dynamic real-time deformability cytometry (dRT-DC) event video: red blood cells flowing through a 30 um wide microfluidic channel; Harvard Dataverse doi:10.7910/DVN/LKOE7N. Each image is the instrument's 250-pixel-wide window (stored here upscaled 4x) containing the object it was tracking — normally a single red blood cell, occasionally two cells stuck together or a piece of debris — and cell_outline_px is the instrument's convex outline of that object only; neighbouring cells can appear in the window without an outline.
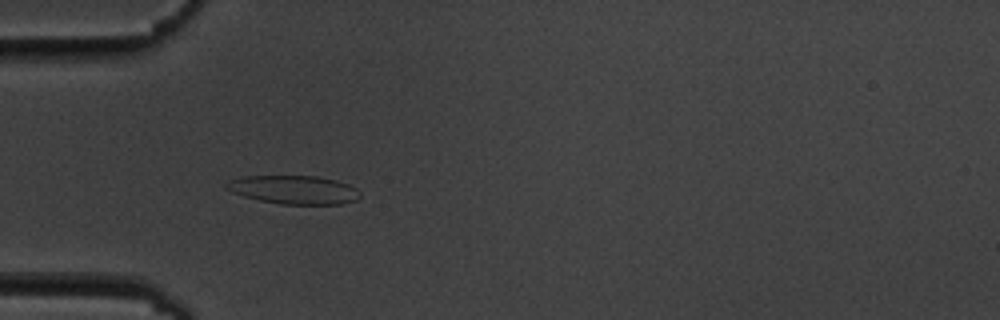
{"species": "common noctule bat (a hibernating species)", "species_latin": "Nyctalus noctula", "temperature_condition": "cold", "stored_images_in_passage": 55, "camera_frame_rate_fps": 3000, "um_per_image_px": 0.085, "animal": {"sex": "male", "body_mass_g": 19.5, "forearm_length_mm": 54.6}, "frame": {"image": 1, "passage_image": 16, "time_ms": 5.0, "image_size_px": [1000, 320], "cell_outline_px": [[360, 196], [356, 200], [340, 204], [280, 204], [260, 200], [244, 196], [232, 192], [224, 188], [224, 184], [232, 180], [244, 176], [316, 176], [336, 180], [348, 184], [356, 188], [360, 192]], "centroid_in_image_um": [24.99, 16.13], "position_along_channel_um": 60.0, "area_um2": 22.14}}
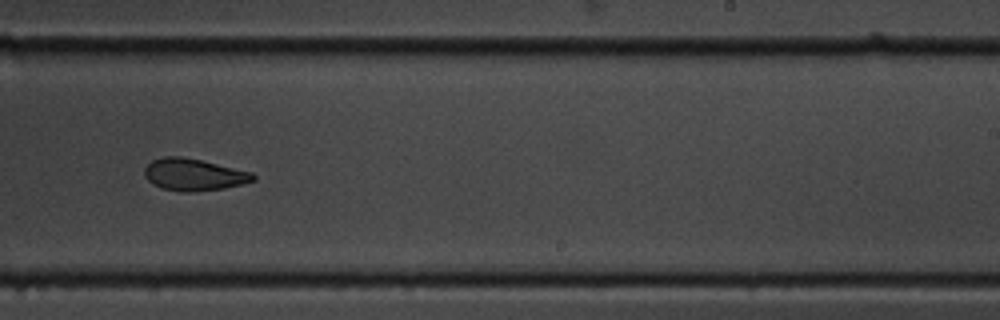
{"frame": {"image": 2, "passage_image": 34, "time_ms": 11.0, "image_size_px": [1000, 320], "cell_outline_px": [[256, 180], [224, 188], [192, 192], [180, 192], [160, 188], [152, 184], [144, 176], [144, 168], [152, 160], [164, 156], [180, 156], [200, 160], [252, 172], [256, 176]], "centroid_in_image_um": [16.43, 14.85], "position_along_channel_um": 272.6, "area_um2": 20.29}}
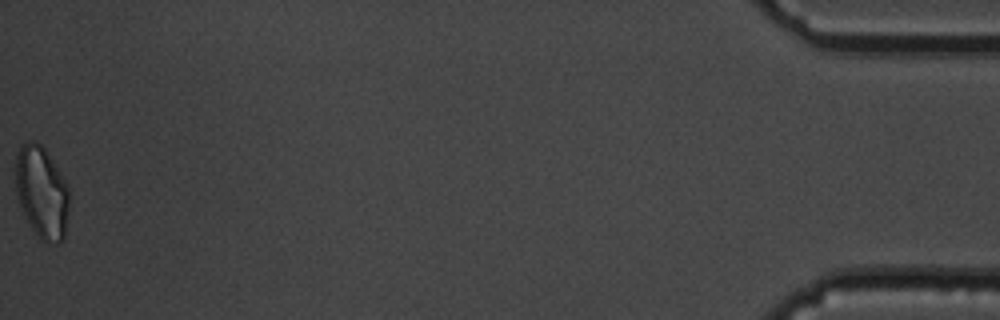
{"frame": {"image": 3, "passage_image": 55, "time_ms": 18.0, "image_size_px": [1000, 320], "cell_outline_px": [[68, 212], [64, 236], [60, 244], [48, 244], [40, 240], [24, 216], [16, 192], [16, 156], [20, 144], [28, 140], [32, 140], [40, 144], [44, 148], [68, 184]], "centroid_in_image_um": [3.55, 16.36], "position_along_channel_um": 431.7, "area_um2": 28.9}, "authors_computed_cell_mechanics": {"area_um2": 21.6172, "velocity_mm_per_s": 3.608, "shape_relaxation_time_tau1_ms": 7.1002, "shape_relaxation_time_tau2_ms": 6.531, "deformation_change_tau1": 0.175, "deformation_change_tau2": 0.1192}}